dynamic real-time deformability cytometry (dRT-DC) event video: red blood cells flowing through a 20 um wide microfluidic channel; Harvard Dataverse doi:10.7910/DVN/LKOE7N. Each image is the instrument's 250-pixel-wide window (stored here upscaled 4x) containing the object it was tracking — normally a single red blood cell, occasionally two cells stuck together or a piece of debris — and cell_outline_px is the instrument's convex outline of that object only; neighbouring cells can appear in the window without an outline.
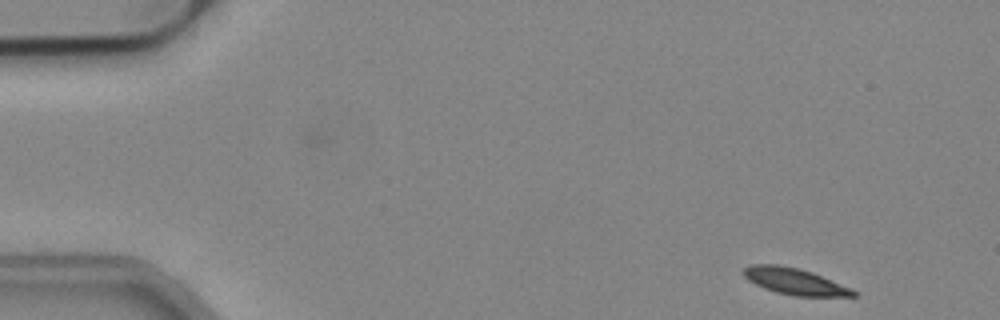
{"species": "common noctule bat (a hibernating species)", "species_latin": "Nyctalus noctula", "temperature_condition": "cold", "stored_images_in_passage": 50, "camera_frame_rate_fps": 3000, "um_per_image_px": 0.085, "animal": {"sex": "male", "body_mass_g": 19.2, "forearm_length_mm": 51.8}, "frame": {"image": 1, "passage_image": 1, "time_ms": 0.0, "image_size_px": [1000, 320], "cell_outline_px": [[856, 296], [796, 296], [776, 292], [764, 288], [748, 280], [744, 276], [744, 268], [752, 264], [776, 264], [796, 268], [812, 272], [852, 288], [856, 292]], "centroid_in_image_um": [67.56, 23.92], "position_along_channel_um": 17.4, "area_um2": 16.7}}
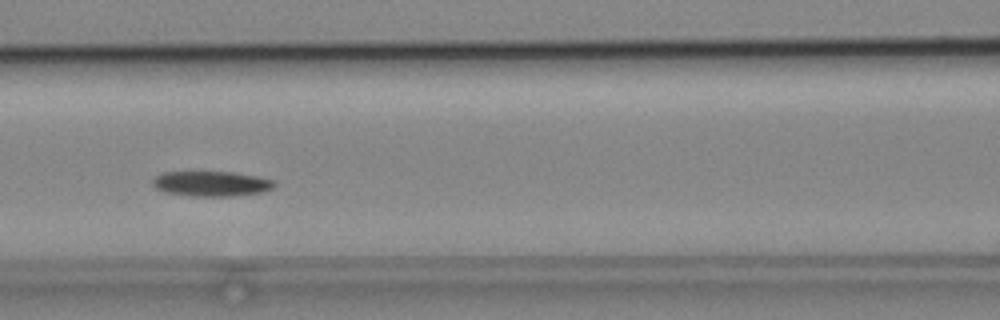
{"frame": {"image": 2, "passage_image": 20, "time_ms": 6.333, "image_size_px": [1000, 320], "cell_outline_px": [[276, 184], [272, 188], [264, 192], [232, 196], [192, 196], [168, 192], [156, 188], [152, 184], [152, 180], [156, 176], [164, 172], [232, 172], [256, 176], [276, 180]], "centroid_in_image_um": [18.01, 15.61], "position_along_channel_um": 148.6, "area_um2": 17.74}}
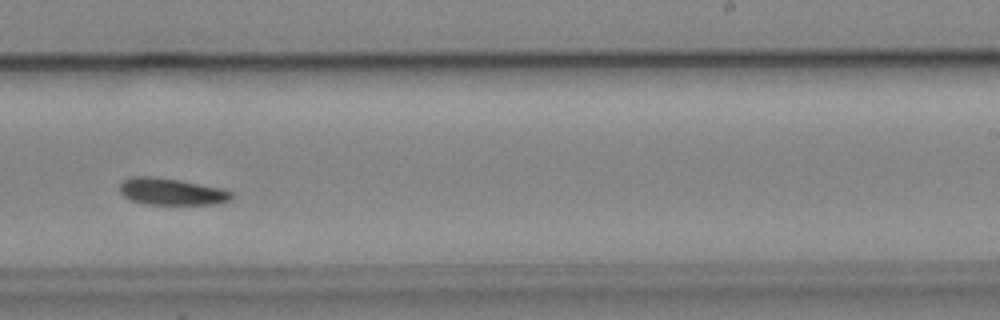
{"frame": {"image": 3, "passage_image": 30, "time_ms": 9.667, "image_size_px": [1000, 320], "cell_outline_px": [[232, 200], [216, 204], [148, 204], [132, 200], [124, 196], [120, 192], [120, 184], [124, 180], [132, 176], [152, 176], [180, 180], [220, 188], [232, 192]], "centroid_in_image_um": [14.58, 16.28], "position_along_channel_um": 274.4, "area_um2": 17.34}, "authors_computed_cell_mechanics": {"area_um2": 17.4845, "velocity_mm_per_s": 3.7893, "shape_relaxation_time_tau1_ms": 5.2859, "shape_relaxation_time_tau2_ms": null, "deformation_change_tau1": 0.0993, "deformation_change_tau2": null}}